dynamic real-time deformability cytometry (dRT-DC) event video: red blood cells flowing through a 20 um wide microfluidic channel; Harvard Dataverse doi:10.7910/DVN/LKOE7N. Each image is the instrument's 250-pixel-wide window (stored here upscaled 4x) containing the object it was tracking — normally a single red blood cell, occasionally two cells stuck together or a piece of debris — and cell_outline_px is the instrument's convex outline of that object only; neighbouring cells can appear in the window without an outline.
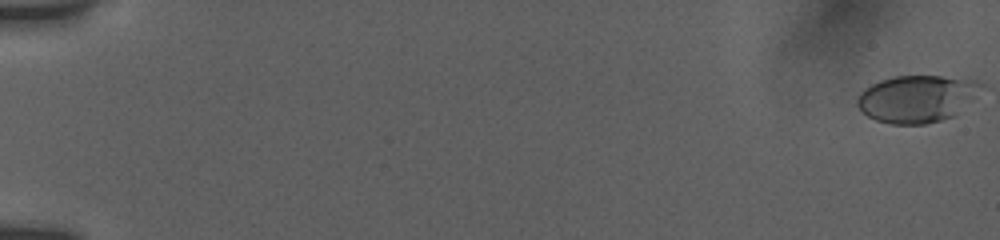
{"species": "human", "species_latin": "Homo sapiens", "temperature_condition": "room temperature", "stored_images_in_passage": 56, "camera_frame_rate_fps": 3000, "um_per_image_px": 0.085, "donor": {"sex": "female"}, "frame": {"image": 1, "passage_image": 1, "time_ms": 0.0, "image_size_px": [1000, 240], "cell_outline_px": [[984, 84], [956, 116], [924, 124], [888, 124], [876, 120], [868, 116], [856, 104], [856, 100], [860, 92], [864, 88], [880, 80], [896, 76], [940, 76], [976, 80]], "centroid_in_image_um": [77.91, 8.39], "position_along_channel_um": 7.1, "area_um2": 33.87}}
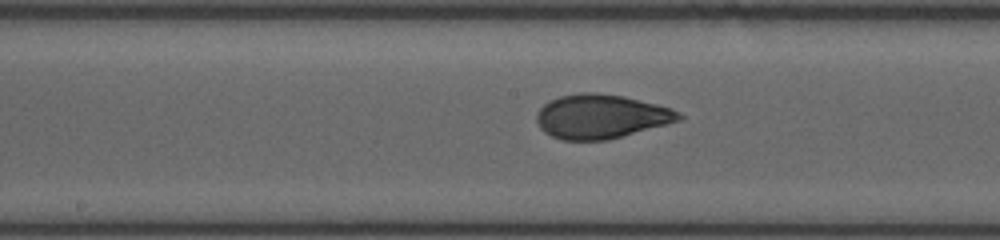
{"frame": {"image": 2, "passage_image": 31, "time_ms": 10.0, "image_size_px": [1000, 240], "cell_outline_px": [[684, 116], [680, 120], [608, 140], [564, 140], [552, 136], [544, 132], [540, 128], [536, 120], [536, 112], [548, 100], [560, 96], [580, 92], [596, 92], [624, 96], [672, 108], [680, 112]], "centroid_in_image_um": [51.06, 9.89], "position_along_channel_um": 197.1, "area_um2": 36.65}}
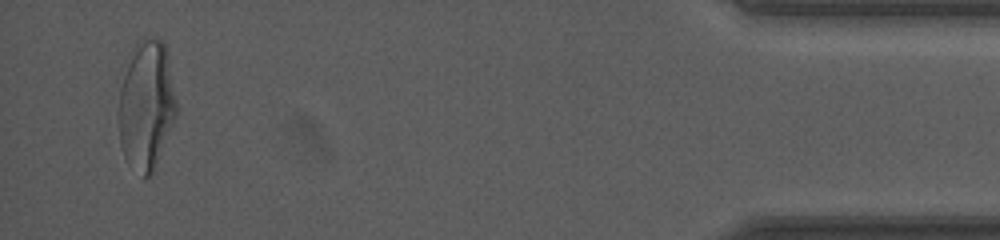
{"frame": {"image": 3, "passage_image": 54, "time_ms": 17.667, "image_size_px": [1000, 240], "cell_outline_px": [[176, 116], [152, 172], [144, 180], [124, 156], [120, 144], [120, 88], [128, 64], [136, 44], [140, 40], [160, 40], [164, 44], [168, 52], [176, 100]], "centroid_in_image_um": [12.46, 8.97], "position_along_channel_um": 422.7, "area_um2": 42.25}, "authors_computed_cell_mechanics": {"area_um2": 35.9516, "velocity_mm_per_s": 3.8396, "shape_relaxation_time_tau1_ms": 5.7204, "shape_relaxation_time_tau2_ms": 0.9399, "deformation_change_tau1": 0.2, "deformation_change_tau2": 0.0685}}